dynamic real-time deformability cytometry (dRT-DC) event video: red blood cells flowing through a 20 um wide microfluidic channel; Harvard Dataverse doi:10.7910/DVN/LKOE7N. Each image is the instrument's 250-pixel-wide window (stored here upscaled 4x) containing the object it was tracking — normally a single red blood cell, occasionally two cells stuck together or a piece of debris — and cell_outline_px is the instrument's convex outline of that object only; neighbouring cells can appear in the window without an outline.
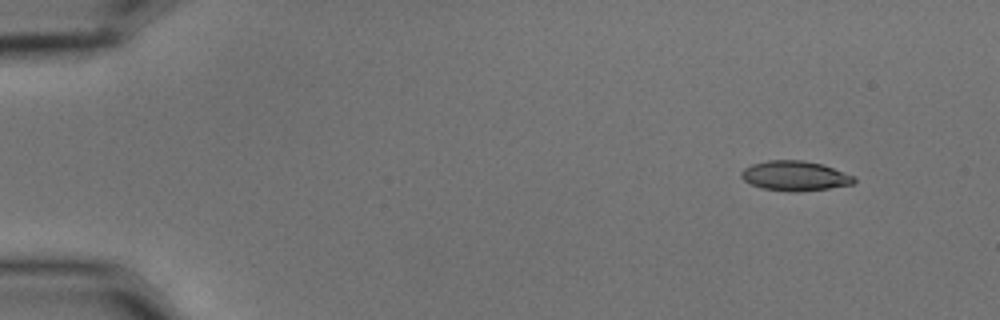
{"species": "common noctule bat (a hibernating species)", "species_latin": "Nyctalus noctula", "temperature_condition": "cold", "stored_images_in_passage": 4, "camera_frame_rate_fps": 3000, "um_per_image_px": 0.085, "animal": {"sex": "male", "body_mass_g": 15.6}, "frame": {"image": 1, "passage_image": 1, "time_ms": 0.0, "image_size_px": [1000, 320], "cell_outline_px": [[856, 180], [852, 184], [828, 188], [796, 192], [788, 192], [764, 188], [752, 184], [744, 180], [740, 176], [740, 172], [744, 168], [752, 164], [768, 160], [804, 160], [820, 164], [856, 176]], "centroid_in_image_um": [67.56, 14.94], "position_along_channel_um": 17.4, "area_um2": 19.48}}
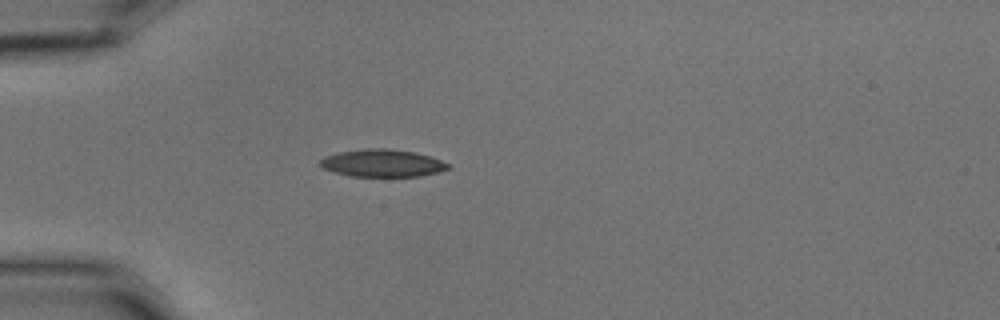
{"frame": {"image": 2, "passage_image": 4, "time_ms": 1.0, "image_size_px": [1000, 320], "cell_outline_px": [[448, 168], [440, 172], [420, 176], [352, 176], [336, 172], [324, 168], [320, 164], [320, 160], [324, 156], [340, 152], [364, 148], [388, 148], [416, 152], [440, 160], [448, 164]], "centroid_in_image_um": [32.5, 13.85], "position_along_channel_um": 52.5, "area_um2": 20.29}}